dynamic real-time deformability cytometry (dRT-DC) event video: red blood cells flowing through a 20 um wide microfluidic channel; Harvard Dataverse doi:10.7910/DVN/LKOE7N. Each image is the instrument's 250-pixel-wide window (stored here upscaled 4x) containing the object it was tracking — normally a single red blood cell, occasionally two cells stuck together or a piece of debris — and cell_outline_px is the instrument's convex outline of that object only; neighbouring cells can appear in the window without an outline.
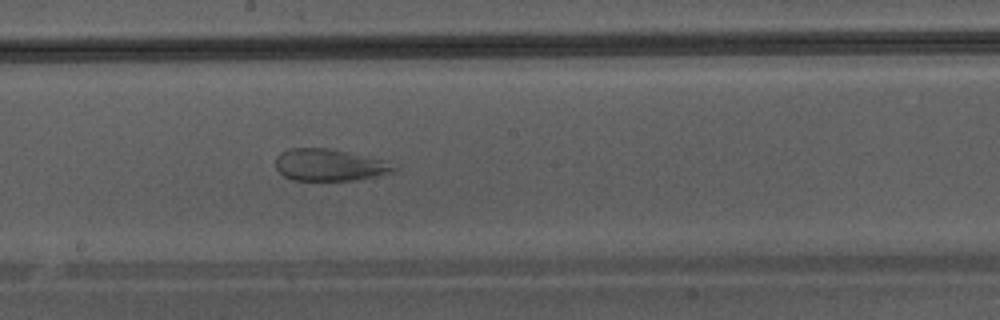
{"species": "Egyptian fruit bat (a non-hibernating species)", "species_latin": "Rousettus aegyptiacus", "temperature_condition": "warm", "stored_images_in_passage": 47, "camera_frame_rate_fps": 3000, "um_per_image_px": 0.085, "animal": {"sex": "male"}, "frame": {"image": 1, "passage_image": 27, "time_ms": 8.667, "image_size_px": [1000, 320], "cell_outline_px": [[396, 172], [380, 176], [356, 180], [292, 180], [284, 176], [276, 168], [276, 156], [280, 152], [288, 148], [328, 148], [388, 160], [396, 168]], "centroid_in_image_um": [28.04, 14.02], "position_along_channel_um": 220.2, "area_um2": 22.31}}